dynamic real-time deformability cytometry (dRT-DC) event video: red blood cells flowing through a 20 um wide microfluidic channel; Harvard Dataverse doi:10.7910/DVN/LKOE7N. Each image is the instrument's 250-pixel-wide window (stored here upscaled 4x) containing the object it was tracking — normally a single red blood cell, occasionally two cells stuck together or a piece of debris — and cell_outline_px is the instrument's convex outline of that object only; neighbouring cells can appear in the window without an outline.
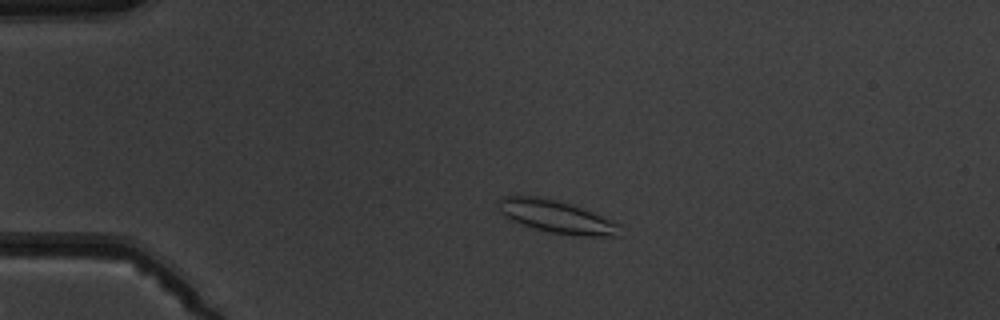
{"species": "common noctule bat (a hibernating species)", "species_latin": "Nyctalus noctula", "temperature_condition": "warm", "stored_images_in_passage": 4, "camera_frame_rate_fps": 3000, "um_per_image_px": 0.085, "animal": {"sex": "male", "body_mass_g": 19.5, "forearm_length_mm": 54.6}, "frame": {"image": 1, "passage_image": 3, "time_ms": 2.333, "image_size_px": [1000, 320], "cell_outline_px": [[620, 236], [576, 236], [548, 232], [512, 220], [504, 216], [496, 208], [496, 200], [504, 196], [548, 196], [572, 204], [620, 224]], "centroid_in_image_um": [47.26, 18.4], "position_along_channel_um": 37.7, "area_um2": 23.35}}